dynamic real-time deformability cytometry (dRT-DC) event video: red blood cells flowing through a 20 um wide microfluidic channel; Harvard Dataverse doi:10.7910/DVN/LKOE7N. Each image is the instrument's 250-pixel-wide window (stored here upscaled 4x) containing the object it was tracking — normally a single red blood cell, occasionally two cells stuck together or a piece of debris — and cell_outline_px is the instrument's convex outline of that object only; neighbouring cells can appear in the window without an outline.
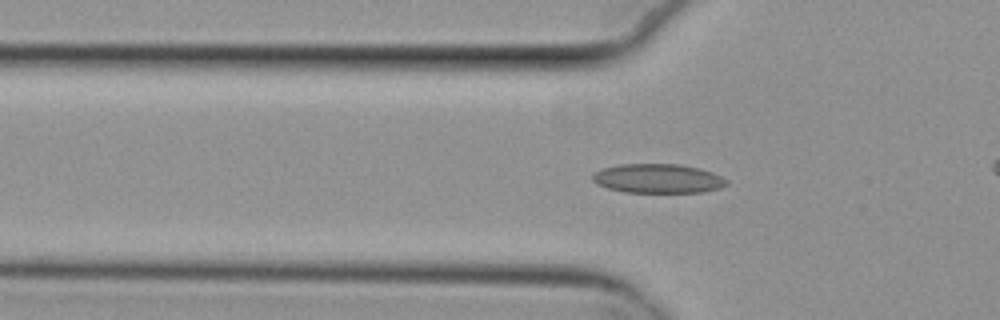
{"species": "common noctule bat (a hibernating species)", "species_latin": "Nyctalus noctula", "temperature_condition": "cold", "stored_images_in_passage": 47, "camera_frame_rate_fps": 3000, "um_per_image_px": 0.085, "animal": {"sex": "female", "body_mass_g": 29.2, "forearm_length_mm": 56.3}, "frame": {"image": 1, "passage_image": 18, "time_ms": 5.667, "image_size_px": [1000, 320], "cell_outline_px": [[728, 184], [720, 188], [700, 192], [624, 192], [608, 188], [596, 184], [592, 180], [592, 176], [596, 172], [604, 168], [620, 164], [680, 164], [700, 168], [712, 172], [728, 180]], "centroid_in_image_um": [55.94, 15.17], "position_along_channel_um": 69.9, "area_um2": 22.77}}
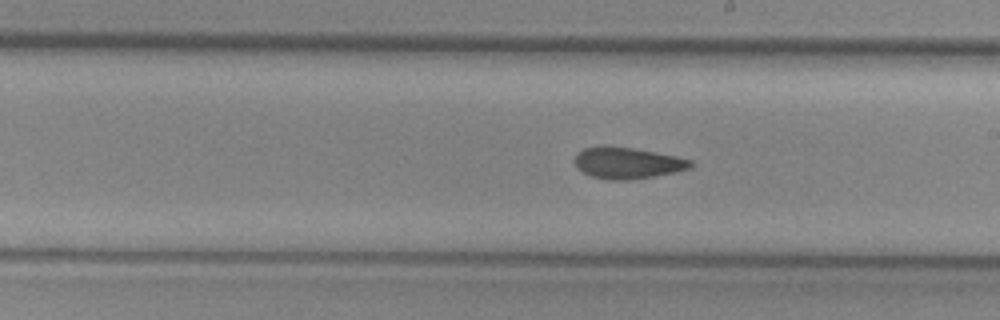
{"frame": {"image": 2, "passage_image": 31, "time_ms": 10.0, "image_size_px": [1000, 320], "cell_outline_px": [[692, 168], [676, 172], [632, 180], [608, 180], [592, 176], [584, 172], [572, 160], [584, 148], [632, 148], [676, 156], [692, 160]], "centroid_in_image_um": [53.4, 13.89], "position_along_channel_um": 235.6, "area_um2": 20.58}}
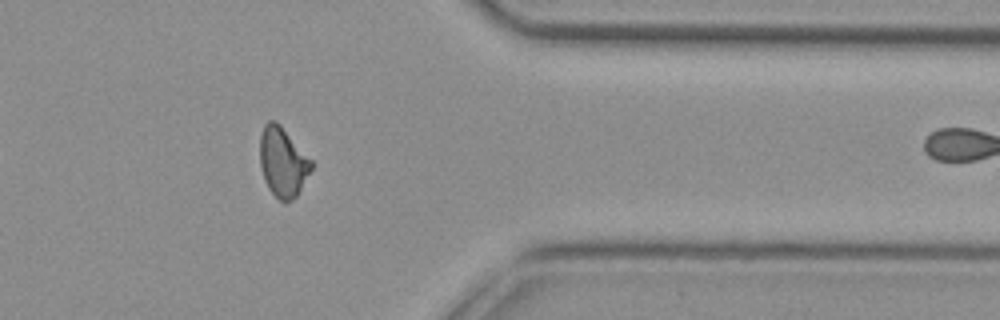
{"frame": {"image": 3, "passage_image": 44, "time_ms": 14.333, "image_size_px": [1000, 320], "cell_outline_px": [[312, 168], [296, 196], [292, 200], [284, 204], [268, 188], [264, 180], [260, 164], [260, 136], [264, 124], [268, 120], [276, 120], [280, 124], [312, 160]], "centroid_in_image_um": [24.02, 13.76], "position_along_channel_um": 387.4, "area_um2": 20.81}, "authors_computed_cell_mechanics": {"area_um2": 21.7906, "velocity_mm_per_s": 3.8262, "shape_relaxation_time_tau1_ms": null, "shape_relaxation_time_tau2_ms": 3.2025, "deformation_change_tau1": null, "deformation_change_tau2": 0.0826}}